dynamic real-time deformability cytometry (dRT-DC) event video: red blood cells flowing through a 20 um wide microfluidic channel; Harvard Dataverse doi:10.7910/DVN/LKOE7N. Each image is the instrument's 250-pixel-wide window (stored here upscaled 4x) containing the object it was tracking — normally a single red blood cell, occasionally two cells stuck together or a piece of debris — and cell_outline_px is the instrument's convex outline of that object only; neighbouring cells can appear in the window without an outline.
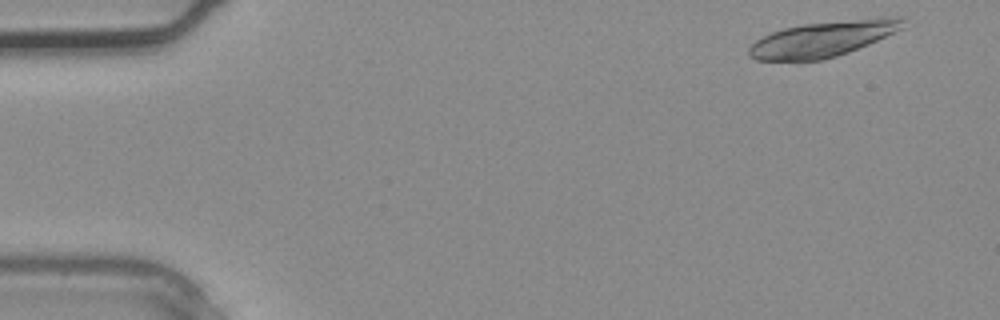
{"species": "common noctule bat (a hibernating species)", "species_latin": "Nyctalus noctula", "temperature_condition": "warm", "stored_images_in_passage": 4, "segment_of_instrument_passage": [1, 2], "camera_frame_rate_fps": 3000, "um_per_image_px": 0.085, "animal": {"sex": "male", "body_mass_g": 20.4}, "frame": {"image": 1, "passage_image": 1, "time_ms": 0.0, "image_size_px": [1000, 320], "cell_outline_px": [[904, 28], [868, 44], [848, 52], [836, 56], [820, 60], [756, 60], [748, 56], [748, 48], [756, 40], [772, 32], [784, 28], [804, 24], [892, 16], [904, 16]], "centroid_in_image_um": [69.96, 3.31], "position_along_channel_um": 15.0, "area_um2": 31.62}}